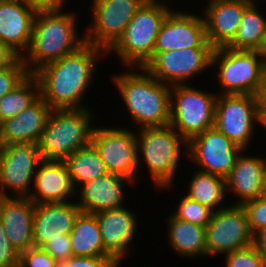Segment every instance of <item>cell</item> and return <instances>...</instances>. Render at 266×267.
<instances>
[{"label": "cell", "instance_id": "d6a6232c", "mask_svg": "<svg viewBox=\"0 0 266 267\" xmlns=\"http://www.w3.org/2000/svg\"><path fill=\"white\" fill-rule=\"evenodd\" d=\"M28 75L29 72L21 57L11 66L0 68V98L12 91Z\"/></svg>", "mask_w": 266, "mask_h": 267}, {"label": "cell", "instance_id": "8992f818", "mask_svg": "<svg viewBox=\"0 0 266 267\" xmlns=\"http://www.w3.org/2000/svg\"><path fill=\"white\" fill-rule=\"evenodd\" d=\"M172 10L170 5L144 3L124 29L123 34L106 51L118 56L123 68L144 66L152 59L161 25Z\"/></svg>", "mask_w": 266, "mask_h": 267}, {"label": "cell", "instance_id": "d590c367", "mask_svg": "<svg viewBox=\"0 0 266 267\" xmlns=\"http://www.w3.org/2000/svg\"><path fill=\"white\" fill-rule=\"evenodd\" d=\"M19 267H60V264L41 247H31L20 253Z\"/></svg>", "mask_w": 266, "mask_h": 267}, {"label": "cell", "instance_id": "4fadbf2b", "mask_svg": "<svg viewBox=\"0 0 266 267\" xmlns=\"http://www.w3.org/2000/svg\"><path fill=\"white\" fill-rule=\"evenodd\" d=\"M85 42L108 50L123 34L144 0H93Z\"/></svg>", "mask_w": 266, "mask_h": 267}, {"label": "cell", "instance_id": "44dd1931", "mask_svg": "<svg viewBox=\"0 0 266 267\" xmlns=\"http://www.w3.org/2000/svg\"><path fill=\"white\" fill-rule=\"evenodd\" d=\"M128 184L132 185L133 182L125 177L108 173L82 184L77 189L75 202L82 212L91 214L123 208L126 206L127 198L124 189Z\"/></svg>", "mask_w": 266, "mask_h": 267}, {"label": "cell", "instance_id": "7a4b0ae2", "mask_svg": "<svg viewBox=\"0 0 266 267\" xmlns=\"http://www.w3.org/2000/svg\"><path fill=\"white\" fill-rule=\"evenodd\" d=\"M126 70L112 74L111 81L134 126L142 129L169 125L171 86L152 77L144 68L127 67Z\"/></svg>", "mask_w": 266, "mask_h": 267}, {"label": "cell", "instance_id": "277c9868", "mask_svg": "<svg viewBox=\"0 0 266 267\" xmlns=\"http://www.w3.org/2000/svg\"><path fill=\"white\" fill-rule=\"evenodd\" d=\"M136 136L139 170L147 167L153 186L159 191L172 190L181 158L187 155L188 142L170 124L138 129Z\"/></svg>", "mask_w": 266, "mask_h": 267}, {"label": "cell", "instance_id": "ee69618b", "mask_svg": "<svg viewBox=\"0 0 266 267\" xmlns=\"http://www.w3.org/2000/svg\"><path fill=\"white\" fill-rule=\"evenodd\" d=\"M259 125L266 131V109H259Z\"/></svg>", "mask_w": 266, "mask_h": 267}, {"label": "cell", "instance_id": "ffe728a7", "mask_svg": "<svg viewBox=\"0 0 266 267\" xmlns=\"http://www.w3.org/2000/svg\"><path fill=\"white\" fill-rule=\"evenodd\" d=\"M77 188L64 161L42 160L29 198L35 204L75 200Z\"/></svg>", "mask_w": 266, "mask_h": 267}, {"label": "cell", "instance_id": "d6986e66", "mask_svg": "<svg viewBox=\"0 0 266 267\" xmlns=\"http://www.w3.org/2000/svg\"><path fill=\"white\" fill-rule=\"evenodd\" d=\"M36 13L25 0H0V41L21 58L29 48Z\"/></svg>", "mask_w": 266, "mask_h": 267}, {"label": "cell", "instance_id": "6da1fadb", "mask_svg": "<svg viewBox=\"0 0 266 267\" xmlns=\"http://www.w3.org/2000/svg\"><path fill=\"white\" fill-rule=\"evenodd\" d=\"M106 56L103 48L85 43L73 53L41 67L34 73L40 85V97L52 109L90 108L83 101L93 87L100 58Z\"/></svg>", "mask_w": 266, "mask_h": 267}, {"label": "cell", "instance_id": "5bb4252c", "mask_svg": "<svg viewBox=\"0 0 266 267\" xmlns=\"http://www.w3.org/2000/svg\"><path fill=\"white\" fill-rule=\"evenodd\" d=\"M252 237L242 206L229 204L215 211L206 226L207 258L249 247Z\"/></svg>", "mask_w": 266, "mask_h": 267}, {"label": "cell", "instance_id": "9c48e42d", "mask_svg": "<svg viewBox=\"0 0 266 267\" xmlns=\"http://www.w3.org/2000/svg\"><path fill=\"white\" fill-rule=\"evenodd\" d=\"M91 143L98 150L109 173L125 177L134 185L139 183L137 182L140 171L135 130H130L129 126L127 128V126L117 127V125L116 127L95 125Z\"/></svg>", "mask_w": 266, "mask_h": 267}, {"label": "cell", "instance_id": "c3c4849f", "mask_svg": "<svg viewBox=\"0 0 266 267\" xmlns=\"http://www.w3.org/2000/svg\"><path fill=\"white\" fill-rule=\"evenodd\" d=\"M3 198L2 194L0 193V202H1V199Z\"/></svg>", "mask_w": 266, "mask_h": 267}, {"label": "cell", "instance_id": "b9f144b4", "mask_svg": "<svg viewBox=\"0 0 266 267\" xmlns=\"http://www.w3.org/2000/svg\"><path fill=\"white\" fill-rule=\"evenodd\" d=\"M252 246L266 261V229H262L253 234Z\"/></svg>", "mask_w": 266, "mask_h": 267}, {"label": "cell", "instance_id": "7c38bea8", "mask_svg": "<svg viewBox=\"0 0 266 267\" xmlns=\"http://www.w3.org/2000/svg\"><path fill=\"white\" fill-rule=\"evenodd\" d=\"M213 50L214 48H183L153 53L144 69L169 86L191 84L196 76L211 69Z\"/></svg>", "mask_w": 266, "mask_h": 267}, {"label": "cell", "instance_id": "2e32d148", "mask_svg": "<svg viewBox=\"0 0 266 267\" xmlns=\"http://www.w3.org/2000/svg\"><path fill=\"white\" fill-rule=\"evenodd\" d=\"M183 11V12H182ZM172 9L164 19L158 33L154 53L183 48H213L206 36L203 15Z\"/></svg>", "mask_w": 266, "mask_h": 267}, {"label": "cell", "instance_id": "f6af8a7d", "mask_svg": "<svg viewBox=\"0 0 266 267\" xmlns=\"http://www.w3.org/2000/svg\"><path fill=\"white\" fill-rule=\"evenodd\" d=\"M260 196L266 198V159H265V165H264L263 174H262V185H261Z\"/></svg>", "mask_w": 266, "mask_h": 267}, {"label": "cell", "instance_id": "bcb514c9", "mask_svg": "<svg viewBox=\"0 0 266 267\" xmlns=\"http://www.w3.org/2000/svg\"><path fill=\"white\" fill-rule=\"evenodd\" d=\"M258 51L264 57V60L266 61V30L264 33V38H263L262 44H261L260 49Z\"/></svg>", "mask_w": 266, "mask_h": 267}, {"label": "cell", "instance_id": "8fae6325", "mask_svg": "<svg viewBox=\"0 0 266 267\" xmlns=\"http://www.w3.org/2000/svg\"><path fill=\"white\" fill-rule=\"evenodd\" d=\"M258 119L255 95H217L214 127L245 151L259 129Z\"/></svg>", "mask_w": 266, "mask_h": 267}, {"label": "cell", "instance_id": "3957f363", "mask_svg": "<svg viewBox=\"0 0 266 267\" xmlns=\"http://www.w3.org/2000/svg\"><path fill=\"white\" fill-rule=\"evenodd\" d=\"M77 18L80 17L73 10L36 13L31 42L22 57L29 74H34L41 67L73 53L86 43L85 34H78Z\"/></svg>", "mask_w": 266, "mask_h": 267}, {"label": "cell", "instance_id": "74e56055", "mask_svg": "<svg viewBox=\"0 0 266 267\" xmlns=\"http://www.w3.org/2000/svg\"><path fill=\"white\" fill-rule=\"evenodd\" d=\"M19 258L20 253L12 246L0 221V267H19Z\"/></svg>", "mask_w": 266, "mask_h": 267}, {"label": "cell", "instance_id": "60d3db41", "mask_svg": "<svg viewBox=\"0 0 266 267\" xmlns=\"http://www.w3.org/2000/svg\"><path fill=\"white\" fill-rule=\"evenodd\" d=\"M18 58L13 50L0 41V68L11 66Z\"/></svg>", "mask_w": 266, "mask_h": 267}, {"label": "cell", "instance_id": "e0dca14e", "mask_svg": "<svg viewBox=\"0 0 266 267\" xmlns=\"http://www.w3.org/2000/svg\"><path fill=\"white\" fill-rule=\"evenodd\" d=\"M99 222L100 234L104 245V257L112 258L122 267L123 260L129 255L134 244L139 215L127 206L101 211L95 214Z\"/></svg>", "mask_w": 266, "mask_h": 267}, {"label": "cell", "instance_id": "f1b7e54d", "mask_svg": "<svg viewBox=\"0 0 266 267\" xmlns=\"http://www.w3.org/2000/svg\"><path fill=\"white\" fill-rule=\"evenodd\" d=\"M263 0H254L245 10L233 41L227 48L233 50L260 49L266 30V14H262L259 3Z\"/></svg>", "mask_w": 266, "mask_h": 267}, {"label": "cell", "instance_id": "f546056e", "mask_svg": "<svg viewBox=\"0 0 266 267\" xmlns=\"http://www.w3.org/2000/svg\"><path fill=\"white\" fill-rule=\"evenodd\" d=\"M64 162L77 189L82 184L109 173L98 150L92 143L76 150Z\"/></svg>", "mask_w": 266, "mask_h": 267}, {"label": "cell", "instance_id": "83f0119b", "mask_svg": "<svg viewBox=\"0 0 266 267\" xmlns=\"http://www.w3.org/2000/svg\"><path fill=\"white\" fill-rule=\"evenodd\" d=\"M192 173L187 190L183 191L187 197L214 212L227 206L226 184L223 177L196 169Z\"/></svg>", "mask_w": 266, "mask_h": 267}, {"label": "cell", "instance_id": "8d00e7d4", "mask_svg": "<svg viewBox=\"0 0 266 267\" xmlns=\"http://www.w3.org/2000/svg\"><path fill=\"white\" fill-rule=\"evenodd\" d=\"M42 248L59 264L73 256L69 234L62 235V238L50 239Z\"/></svg>", "mask_w": 266, "mask_h": 267}, {"label": "cell", "instance_id": "9a60e30c", "mask_svg": "<svg viewBox=\"0 0 266 267\" xmlns=\"http://www.w3.org/2000/svg\"><path fill=\"white\" fill-rule=\"evenodd\" d=\"M242 151L241 147L213 127L188 142L187 158L191 159L189 161L196 169L225 179Z\"/></svg>", "mask_w": 266, "mask_h": 267}, {"label": "cell", "instance_id": "ac0fdd59", "mask_svg": "<svg viewBox=\"0 0 266 267\" xmlns=\"http://www.w3.org/2000/svg\"><path fill=\"white\" fill-rule=\"evenodd\" d=\"M254 0H211L201 13L206 36L214 49L227 47L235 38L244 10Z\"/></svg>", "mask_w": 266, "mask_h": 267}, {"label": "cell", "instance_id": "30bf717a", "mask_svg": "<svg viewBox=\"0 0 266 267\" xmlns=\"http://www.w3.org/2000/svg\"><path fill=\"white\" fill-rule=\"evenodd\" d=\"M41 161L36 143L13 142L0 146V193L2 196L29 197Z\"/></svg>", "mask_w": 266, "mask_h": 267}, {"label": "cell", "instance_id": "4316f807", "mask_svg": "<svg viewBox=\"0 0 266 267\" xmlns=\"http://www.w3.org/2000/svg\"><path fill=\"white\" fill-rule=\"evenodd\" d=\"M69 237L73 256L104 257V245L95 214L81 211Z\"/></svg>", "mask_w": 266, "mask_h": 267}, {"label": "cell", "instance_id": "cb8c5ba5", "mask_svg": "<svg viewBox=\"0 0 266 267\" xmlns=\"http://www.w3.org/2000/svg\"><path fill=\"white\" fill-rule=\"evenodd\" d=\"M53 109L39 97L17 116L0 124V146L13 142L38 144Z\"/></svg>", "mask_w": 266, "mask_h": 267}, {"label": "cell", "instance_id": "52a82bcc", "mask_svg": "<svg viewBox=\"0 0 266 267\" xmlns=\"http://www.w3.org/2000/svg\"><path fill=\"white\" fill-rule=\"evenodd\" d=\"M211 68H217L214 70L220 90L217 94L255 95L266 61L256 50L222 47L213 50Z\"/></svg>", "mask_w": 266, "mask_h": 267}, {"label": "cell", "instance_id": "7402d4cb", "mask_svg": "<svg viewBox=\"0 0 266 267\" xmlns=\"http://www.w3.org/2000/svg\"><path fill=\"white\" fill-rule=\"evenodd\" d=\"M81 212L75 200L35 204L33 238L35 247H43L50 239L70 234Z\"/></svg>", "mask_w": 266, "mask_h": 267}, {"label": "cell", "instance_id": "f35d334b", "mask_svg": "<svg viewBox=\"0 0 266 267\" xmlns=\"http://www.w3.org/2000/svg\"><path fill=\"white\" fill-rule=\"evenodd\" d=\"M60 267H121L110 257L72 256Z\"/></svg>", "mask_w": 266, "mask_h": 267}, {"label": "cell", "instance_id": "836d02e7", "mask_svg": "<svg viewBox=\"0 0 266 267\" xmlns=\"http://www.w3.org/2000/svg\"><path fill=\"white\" fill-rule=\"evenodd\" d=\"M225 267H265L266 261L251 245L224 255Z\"/></svg>", "mask_w": 266, "mask_h": 267}, {"label": "cell", "instance_id": "4dcf8cb0", "mask_svg": "<svg viewBox=\"0 0 266 267\" xmlns=\"http://www.w3.org/2000/svg\"><path fill=\"white\" fill-rule=\"evenodd\" d=\"M40 97V85L34 74H29L12 91L0 98V124L28 108Z\"/></svg>", "mask_w": 266, "mask_h": 267}, {"label": "cell", "instance_id": "e575fe53", "mask_svg": "<svg viewBox=\"0 0 266 267\" xmlns=\"http://www.w3.org/2000/svg\"><path fill=\"white\" fill-rule=\"evenodd\" d=\"M242 208L245 211L249 229L252 235L262 229H266V198L258 197L256 199L243 203Z\"/></svg>", "mask_w": 266, "mask_h": 267}, {"label": "cell", "instance_id": "ba28073f", "mask_svg": "<svg viewBox=\"0 0 266 267\" xmlns=\"http://www.w3.org/2000/svg\"><path fill=\"white\" fill-rule=\"evenodd\" d=\"M217 95L191 84L171 86L170 125L187 142L213 128Z\"/></svg>", "mask_w": 266, "mask_h": 267}, {"label": "cell", "instance_id": "7dc6e473", "mask_svg": "<svg viewBox=\"0 0 266 267\" xmlns=\"http://www.w3.org/2000/svg\"><path fill=\"white\" fill-rule=\"evenodd\" d=\"M167 2H169V0H144L145 3H153V4H164V5H168Z\"/></svg>", "mask_w": 266, "mask_h": 267}, {"label": "cell", "instance_id": "5b68a950", "mask_svg": "<svg viewBox=\"0 0 266 267\" xmlns=\"http://www.w3.org/2000/svg\"><path fill=\"white\" fill-rule=\"evenodd\" d=\"M53 109L38 143L42 160L64 161L76 150L91 143L95 109ZM98 119V120H97ZM97 120V121H96Z\"/></svg>", "mask_w": 266, "mask_h": 267}, {"label": "cell", "instance_id": "484cf974", "mask_svg": "<svg viewBox=\"0 0 266 267\" xmlns=\"http://www.w3.org/2000/svg\"><path fill=\"white\" fill-rule=\"evenodd\" d=\"M166 241L173 253L181 258H207L206 228L174 217H166Z\"/></svg>", "mask_w": 266, "mask_h": 267}, {"label": "cell", "instance_id": "d4e9b609", "mask_svg": "<svg viewBox=\"0 0 266 267\" xmlns=\"http://www.w3.org/2000/svg\"><path fill=\"white\" fill-rule=\"evenodd\" d=\"M244 153H247V150L240 153L232 171L225 178L226 194L233 192L237 198L232 205H242L261 195L262 174L266 157L251 156V153L248 156V153Z\"/></svg>", "mask_w": 266, "mask_h": 267}, {"label": "cell", "instance_id": "7bdbcfd3", "mask_svg": "<svg viewBox=\"0 0 266 267\" xmlns=\"http://www.w3.org/2000/svg\"><path fill=\"white\" fill-rule=\"evenodd\" d=\"M257 109H266V68L263 71L258 90L255 94Z\"/></svg>", "mask_w": 266, "mask_h": 267}, {"label": "cell", "instance_id": "1f68e13d", "mask_svg": "<svg viewBox=\"0 0 266 267\" xmlns=\"http://www.w3.org/2000/svg\"><path fill=\"white\" fill-rule=\"evenodd\" d=\"M171 214L181 220L205 227L210 223L214 211L197 201L191 200L184 192Z\"/></svg>", "mask_w": 266, "mask_h": 267}, {"label": "cell", "instance_id": "603a6c76", "mask_svg": "<svg viewBox=\"0 0 266 267\" xmlns=\"http://www.w3.org/2000/svg\"><path fill=\"white\" fill-rule=\"evenodd\" d=\"M35 203L29 197H3L0 221L12 246L19 252L34 247L33 222Z\"/></svg>", "mask_w": 266, "mask_h": 267}, {"label": "cell", "instance_id": "ab89813d", "mask_svg": "<svg viewBox=\"0 0 266 267\" xmlns=\"http://www.w3.org/2000/svg\"><path fill=\"white\" fill-rule=\"evenodd\" d=\"M36 12L61 11L66 7L69 0H25Z\"/></svg>", "mask_w": 266, "mask_h": 267}]
</instances>
